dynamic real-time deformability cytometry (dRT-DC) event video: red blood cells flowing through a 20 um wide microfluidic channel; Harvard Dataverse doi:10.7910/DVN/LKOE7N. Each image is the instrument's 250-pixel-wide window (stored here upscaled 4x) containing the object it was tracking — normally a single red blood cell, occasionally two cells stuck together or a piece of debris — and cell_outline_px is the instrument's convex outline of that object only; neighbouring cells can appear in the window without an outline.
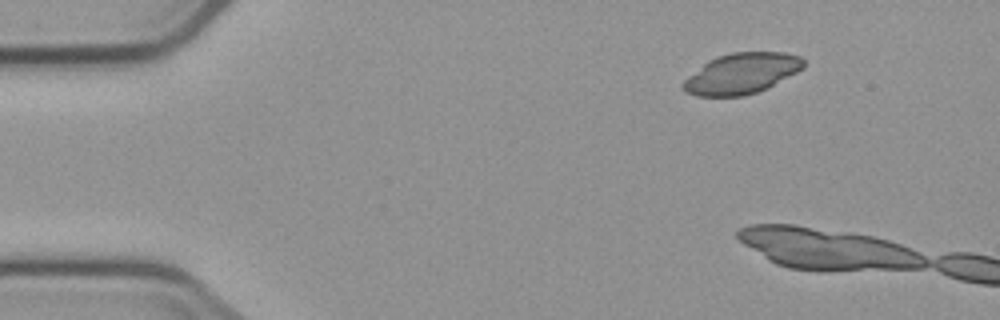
{"species": "common noctule bat (a hibernating species)", "species_latin": "Nyctalus noctula", "temperature_condition": "cold", "stored_images_in_passage": 2, "camera_frame_rate_fps": 3000, "um_per_image_px": 0.085, "animal": {"sex": "male", "body_mass_g": 23.1, "forearm_length_mm": 52.7}, "frame": {"image": 1, "passage_image": 1, "time_ms": 0.0, "image_size_px": [1000, 320], "cell_outline_px": [[804, 68], [768, 88], [744, 96], [696, 96], [684, 92], [680, 88], [680, 84], [688, 76], [708, 60], [716, 56], [732, 52], [784, 52], [800, 56], [804, 60]], "centroid_in_image_um": [63.01, 6.25], "position_along_channel_um": 22.0, "area_um2": 28.78}}